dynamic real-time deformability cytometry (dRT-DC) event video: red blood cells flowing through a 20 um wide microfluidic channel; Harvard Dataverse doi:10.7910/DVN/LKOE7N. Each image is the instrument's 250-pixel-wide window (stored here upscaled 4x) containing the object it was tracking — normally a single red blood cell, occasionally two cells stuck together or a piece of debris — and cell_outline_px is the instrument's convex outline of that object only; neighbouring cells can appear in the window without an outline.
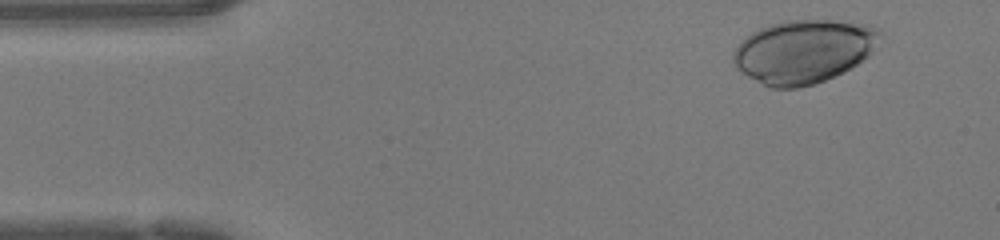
{"species": "human", "species_latin": "Homo sapiens", "temperature_condition": "warm", "stored_images_in_passage": 46, "camera_frame_rate_fps": 3000, "um_per_image_px": 0.085, "donor": {"sex": "female"}, "frame": {"image": 1, "passage_image": 3, "time_ms": 0.667, "image_size_px": [1000, 240], "cell_outline_px": [[884, 36], [872, 52], [864, 60], [844, 72], [824, 80], [812, 84], [796, 88], [768, 88], [748, 76], [736, 68], [732, 60], [732, 56], [740, 40], [752, 32], [768, 24], [784, 20], [832, 20], [868, 24], [880, 28], [884, 32]], "centroid_in_image_um": [68.35, 4.35], "position_along_channel_um": 16.7, "area_um2": 54.91}}
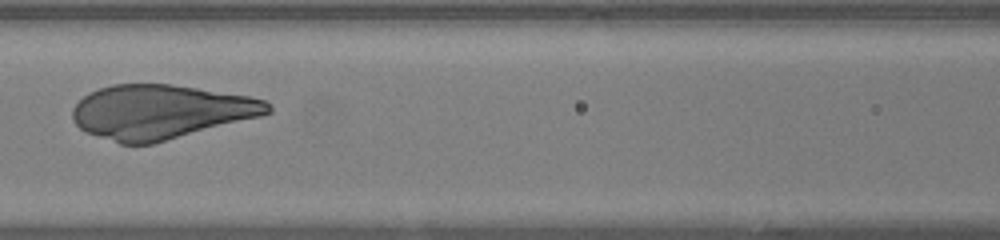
{"frame": {"image": 2, "passage_image": 19, "time_ms": 6.0, "image_size_px": [1000, 240], "cell_outline_px": [[272, 112], [260, 116], [152, 144], [120, 144], [88, 132], [80, 128], [72, 120], [72, 108], [88, 92], [112, 84], [168, 84], [196, 88], [248, 96], [264, 100], [272, 108]], "centroid_in_image_um": [13.62, 9.5], "position_along_channel_um": 153.0, "area_um2": 61.09}}
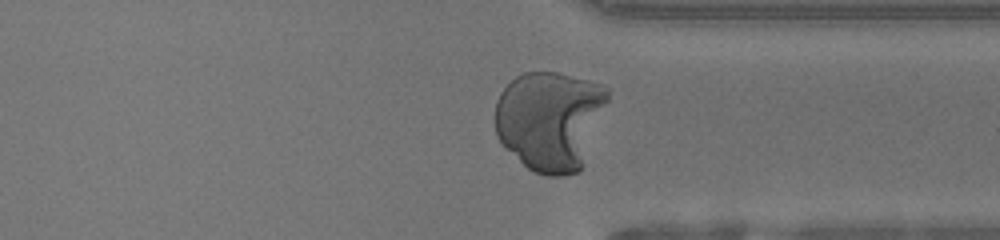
{"frame": {"image": 3, "passage_image": 34, "time_ms": 11.0, "image_size_px": [1000, 240], "cell_outline_px": [[608, 100], [580, 172], [564, 176], [548, 176], [532, 172], [504, 148], [496, 136], [496, 100], [500, 92], [516, 76], [524, 72], [556, 72], [588, 80], [600, 84], [608, 88]], "centroid_in_image_um": [46.73, 10.25], "position_along_channel_um": 364.7, "area_um2": 65.6}}